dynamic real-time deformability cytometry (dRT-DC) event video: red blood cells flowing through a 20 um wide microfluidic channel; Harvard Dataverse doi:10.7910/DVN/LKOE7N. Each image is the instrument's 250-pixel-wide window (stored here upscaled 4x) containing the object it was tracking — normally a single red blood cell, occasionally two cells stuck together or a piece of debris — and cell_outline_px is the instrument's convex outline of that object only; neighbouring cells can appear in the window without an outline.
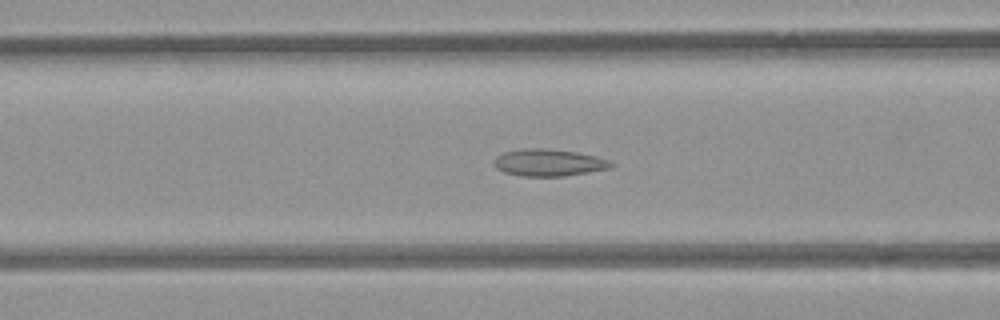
{"species": "common noctule bat (a hibernating species)", "species_latin": "Nyctalus noctula", "temperature_condition": "room temperature", "stored_images_in_passage": 53, "segment_of_instrument_passage": [1, 2], "camera_frame_rate_fps": 3000, "um_per_image_px": 0.085, "animal": {"sex": "female", "body_mass_g": 21.9}, "frame": {"image": 1, "passage_image": 20, "time_ms": 6.333, "image_size_px": [1000, 320], "cell_outline_px": [[616, 164], [608, 168], [588, 172], [564, 176], [520, 176], [504, 172], [496, 168], [492, 164], [496, 156], [504, 152], [520, 148], [544, 148], [576, 152], [596, 156], [612, 160]], "centroid_in_image_um": [46.63, 13.81], "position_along_channel_um": 120.0, "area_um2": 18.61}}
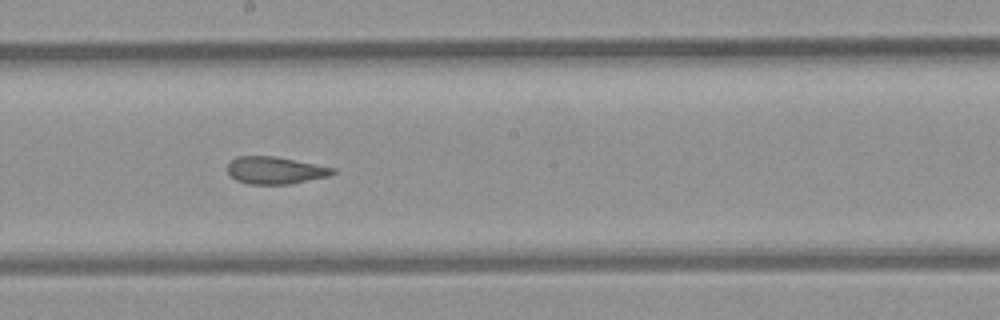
{"frame": {"image": 2, "passage_image": 28, "time_ms": 9.0, "image_size_px": [1000, 320], "cell_outline_px": [[336, 172], [328, 176], [288, 184], [248, 184], [236, 180], [228, 172], [228, 164], [236, 156], [276, 156], [336, 168]], "centroid_in_image_um": [23.39, 14.47], "position_along_channel_um": 224.8, "area_um2": 16.65}}
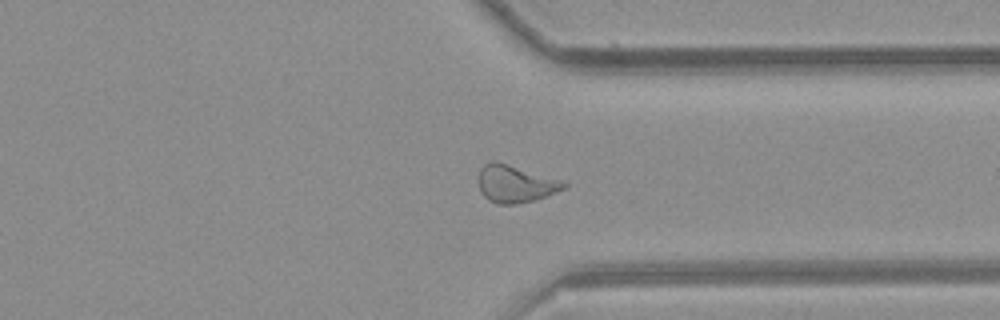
{"frame": {"image": 3, "passage_image": 39, "time_ms": 12.667, "image_size_px": [1000, 320], "cell_outline_px": [[568, 184], [564, 188], [544, 196], [532, 200], [516, 204], [496, 204], [488, 200], [480, 192], [476, 180], [480, 168], [484, 164], [492, 160], [508, 164]], "centroid_in_image_um": [43.66, 15.63], "position_along_channel_um": 367.7, "area_um2": 18.15}}